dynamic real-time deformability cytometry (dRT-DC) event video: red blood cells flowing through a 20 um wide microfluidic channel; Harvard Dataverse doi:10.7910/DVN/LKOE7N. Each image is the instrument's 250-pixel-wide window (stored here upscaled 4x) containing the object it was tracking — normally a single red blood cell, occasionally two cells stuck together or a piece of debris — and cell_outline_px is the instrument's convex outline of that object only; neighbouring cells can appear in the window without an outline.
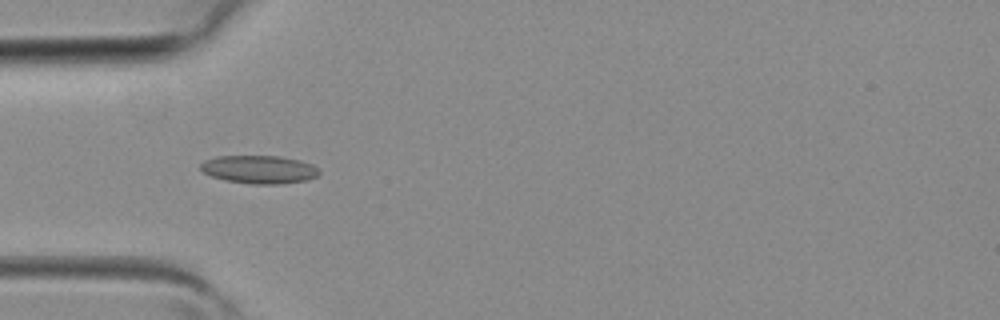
{"species": "common noctule bat (a hibernating species)", "species_latin": "Nyctalus noctula", "temperature_condition": "room temperature", "stored_images_in_passage": 5, "camera_frame_rate_fps": 3000, "um_per_image_px": 0.085, "animal": {"sex": "female", "body_mass_g": 19.3, "forearm_length_mm": 54.1}, "frame": {"image": 1, "passage_image": 4, "time_ms": 1.0, "image_size_px": [1000, 320], "cell_outline_px": [[320, 172], [316, 176], [308, 180], [280, 184], [252, 184], [224, 180], [212, 176], [204, 172], [200, 168], [200, 164], [204, 160], [216, 156], [280, 156], [300, 160], [312, 164], [320, 168]], "centroid_in_image_um": [22.05, 14.4], "position_along_channel_um": 62.9, "area_um2": 19.59}}
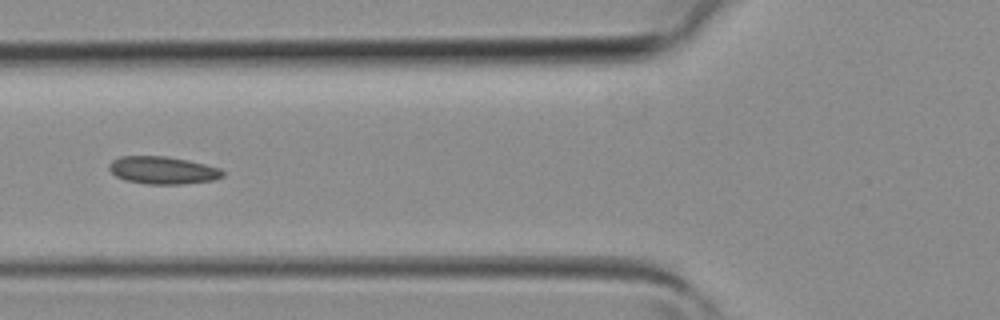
{"frame": {"image": 2, "passage_image": 5, "time_ms": 1.333, "image_size_px": [1000, 320], "cell_outline_px": [[224, 176], [212, 180], [180, 184], [148, 184], [124, 180], [116, 176], [108, 168], [108, 164], [112, 160], [120, 156], [168, 156], [188, 160], [220, 168], [224, 172]], "centroid_in_image_um": [13.81, 14.46], "position_along_channel_um": 112.0, "area_um2": 18.26}}